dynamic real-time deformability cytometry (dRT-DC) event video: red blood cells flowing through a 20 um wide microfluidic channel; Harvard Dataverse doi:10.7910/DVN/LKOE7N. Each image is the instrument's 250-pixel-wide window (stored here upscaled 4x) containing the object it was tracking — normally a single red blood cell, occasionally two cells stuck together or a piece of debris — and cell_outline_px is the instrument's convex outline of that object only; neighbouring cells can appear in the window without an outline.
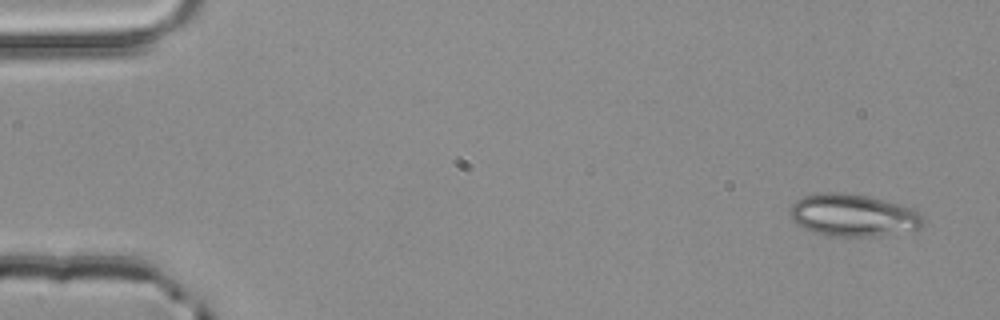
{"species": "common noctule bat (a hibernating species)", "species_latin": "Nyctalus noctula", "temperature_condition": "room temperature", "stored_images_in_passage": 3, "camera_frame_rate_fps": 3000, "um_per_image_px": 0.085, "animal": {"sex": "male", "body_mass_g": 20.4}, "frame": {"image": 1, "passage_image": 1, "time_ms": 0.0, "image_size_px": [1000, 320], "cell_outline_px": [[924, 224], [920, 228], [876, 236], [836, 236], [812, 232], [796, 224], [792, 220], [788, 212], [788, 208], [796, 200], [804, 196], [820, 192], [844, 192], [868, 196], [916, 208], [924, 220]], "centroid_in_image_um": [72.49, 18.28], "position_along_channel_um": 12.5, "area_um2": 33.06}}